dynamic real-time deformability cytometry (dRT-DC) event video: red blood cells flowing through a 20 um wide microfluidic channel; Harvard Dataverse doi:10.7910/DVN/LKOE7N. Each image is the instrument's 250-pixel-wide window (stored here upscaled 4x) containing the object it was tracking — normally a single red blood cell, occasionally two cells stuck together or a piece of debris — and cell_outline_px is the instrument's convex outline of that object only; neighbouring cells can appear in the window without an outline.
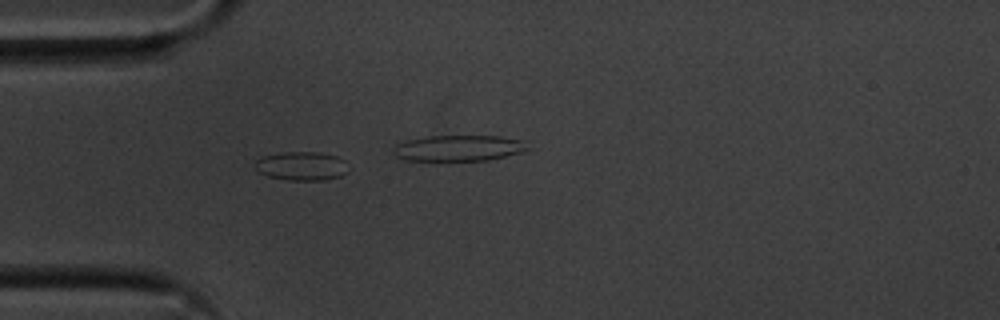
{"species": "common noctule bat (a hibernating species)", "species_latin": "Nyctalus noctula", "temperature_condition": "cold", "stored_images_in_passage": 31, "camera_frame_rate_fps": 3000, "um_per_image_px": 0.085, "animal": {"sex": "male", "body_mass_g": 20.1, "forearm_length_mm": 53.5}, "frame": {"image": 1, "passage_image": 5, "time_ms": 1.333, "image_size_px": [1000, 320], "cell_outline_px": [[348, 172], [340, 176], [324, 180], [288, 180], [268, 176], [260, 172], [256, 168], [256, 160], [260, 156], [280, 152], [320, 152], [336, 156], [344, 160]], "centroid_in_image_um": [25.63, 14.1], "position_along_channel_um": 59.4, "area_um2": 15.66}}
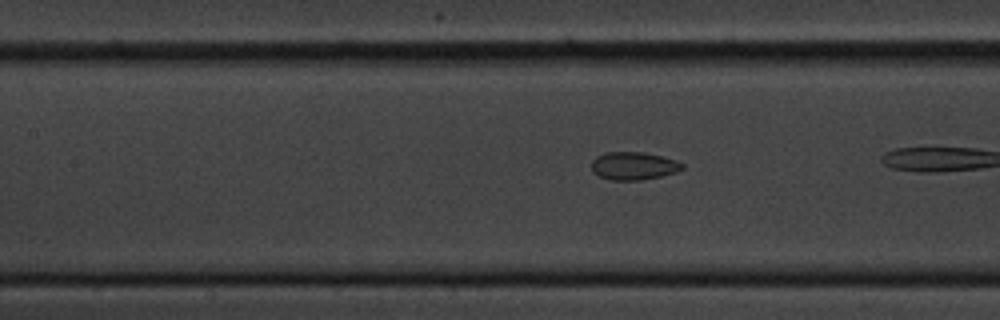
{"frame": {"image": 2, "passage_image": 13, "time_ms": 4.0, "image_size_px": [1000, 320], "cell_outline_px": [[684, 168], [676, 172], [660, 176], [640, 180], [612, 180], [600, 176], [592, 172], [592, 160], [596, 156], [604, 152], [644, 152], [676, 160], [684, 164]], "centroid_in_image_um": [53.84, 14.09], "position_along_channel_um": 153.6, "area_um2": 14.74}}
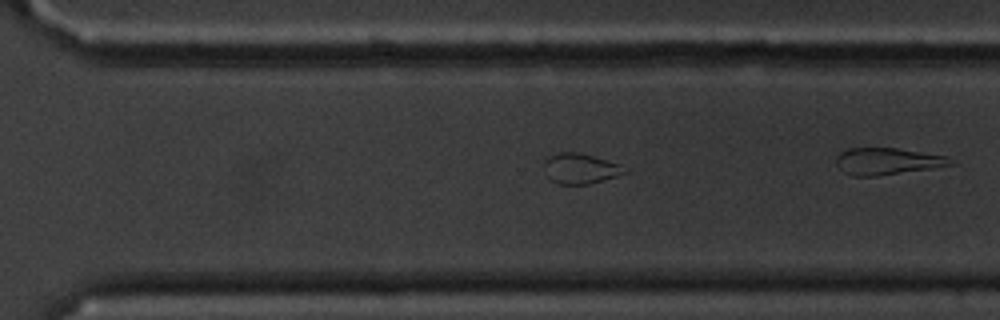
{"frame": {"image": 3, "passage_image": 27, "time_ms": 8.667, "image_size_px": [1000, 320], "cell_outline_px": [[632, 172], [588, 184], [560, 184], [552, 180], [548, 176], [544, 164], [544, 160], [548, 156], [560, 152], [580, 152], [620, 164]], "centroid_in_image_um": [49.38, 14.32], "position_along_channel_um": 321.2, "area_um2": 14.28}}